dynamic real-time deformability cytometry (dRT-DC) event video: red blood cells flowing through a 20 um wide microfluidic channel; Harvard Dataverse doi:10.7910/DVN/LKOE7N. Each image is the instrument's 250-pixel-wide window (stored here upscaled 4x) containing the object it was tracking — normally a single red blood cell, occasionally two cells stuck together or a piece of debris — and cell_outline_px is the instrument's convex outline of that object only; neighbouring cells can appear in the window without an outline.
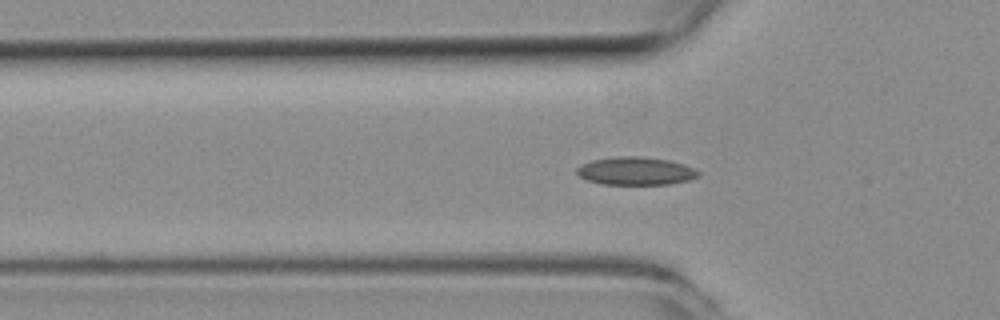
{"species": "common noctule bat (a hibernating species)", "species_latin": "Nyctalus noctula", "temperature_condition": "room temperature", "stored_images_in_passage": 53, "segment_of_instrument_passage": [1, 2], "camera_frame_rate_fps": 3000, "um_per_image_px": 0.085, "animal": {"sex": "female", "body_mass_g": 19.3, "forearm_length_mm": 54.1}, "frame": {"image": 1, "passage_image": 17, "time_ms": 5.333, "image_size_px": [1000, 320], "cell_outline_px": [[700, 176], [688, 180], [668, 184], [600, 184], [588, 180], [580, 176], [576, 172], [576, 168], [580, 164], [592, 160], [616, 156], [640, 156], [668, 160], [684, 164], [696, 168], [700, 172]], "centroid_in_image_um": [54.04, 14.53], "position_along_channel_um": 71.8, "area_um2": 19.94}}
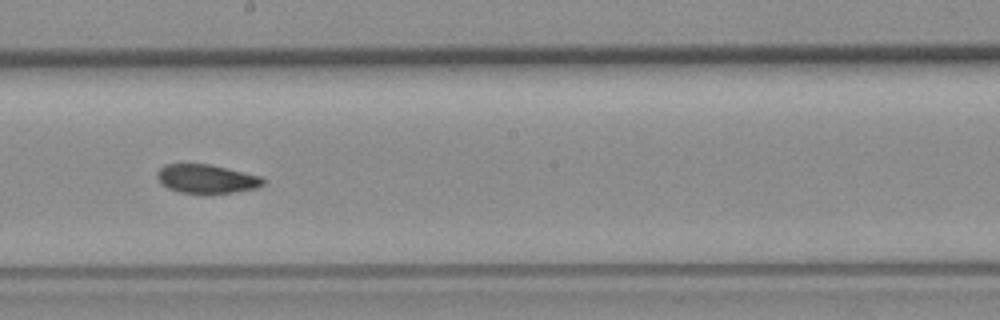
{"frame": {"image": 2, "passage_image": 29, "time_ms": 9.333, "image_size_px": [1000, 320], "cell_outline_px": [[264, 184], [256, 188], [232, 192], [204, 196], [180, 192], [168, 188], [160, 184], [156, 176], [156, 172], [164, 164], [208, 164], [244, 172], [260, 176], [264, 180]], "centroid_in_image_um": [17.5, 15.23], "position_along_channel_um": 230.7, "area_um2": 18.21}}
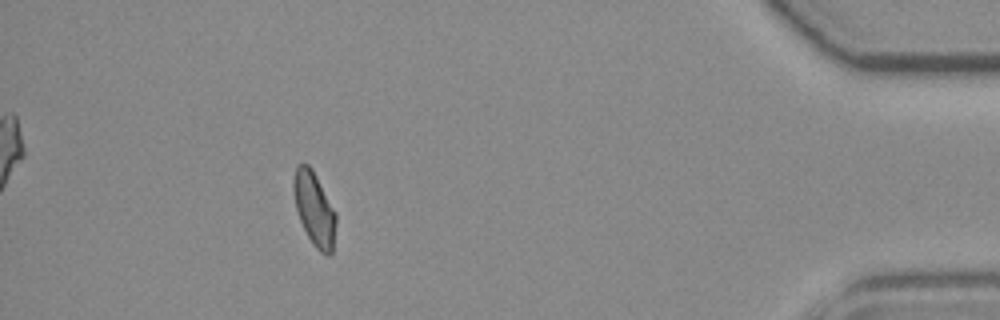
{"frame": {"image": 3, "passage_image": 47, "time_ms": 15.333, "image_size_px": [1000, 320], "cell_outline_px": [[336, 224], [332, 252], [328, 256], [320, 252], [312, 244], [300, 220], [296, 208], [292, 188], [292, 180], [296, 164], [308, 164], [312, 168], [336, 212]], "centroid_in_image_um": [26.71, 17.73], "position_along_channel_um": 408.5, "area_um2": 18.32}}